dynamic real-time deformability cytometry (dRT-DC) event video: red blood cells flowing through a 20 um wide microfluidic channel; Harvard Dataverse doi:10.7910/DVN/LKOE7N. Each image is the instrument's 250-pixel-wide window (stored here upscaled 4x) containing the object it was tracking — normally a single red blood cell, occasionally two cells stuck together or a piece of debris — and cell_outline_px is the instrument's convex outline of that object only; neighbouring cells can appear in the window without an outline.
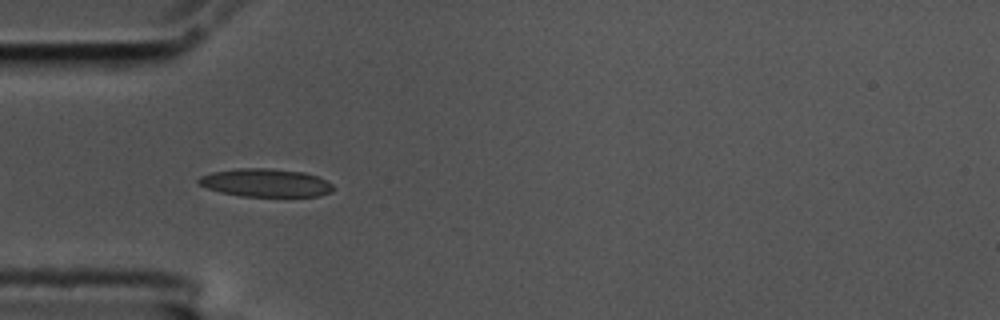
{"species": "common noctule bat (a hibernating species)", "species_latin": "Nyctalus noctula", "temperature_condition": "cold", "stored_images_in_passage": 15, "camera_frame_rate_fps": 3000, "um_per_image_px": 0.085, "animal": {"sex": "male", "body_mass_g": 17.5, "forearm_length_mm": 52.3}, "frame": {"image": 1, "passage_image": 3, "time_ms": 0.667, "image_size_px": [1000, 320], "cell_outline_px": [[332, 192], [320, 196], [240, 196], [220, 192], [208, 188], [200, 184], [196, 180], [200, 176], [212, 172], [240, 168], [264, 168], [304, 172], [316, 176], [332, 184]], "centroid_in_image_um": [22.56, 15.54], "position_along_channel_um": 62.4, "area_um2": 21.85}}